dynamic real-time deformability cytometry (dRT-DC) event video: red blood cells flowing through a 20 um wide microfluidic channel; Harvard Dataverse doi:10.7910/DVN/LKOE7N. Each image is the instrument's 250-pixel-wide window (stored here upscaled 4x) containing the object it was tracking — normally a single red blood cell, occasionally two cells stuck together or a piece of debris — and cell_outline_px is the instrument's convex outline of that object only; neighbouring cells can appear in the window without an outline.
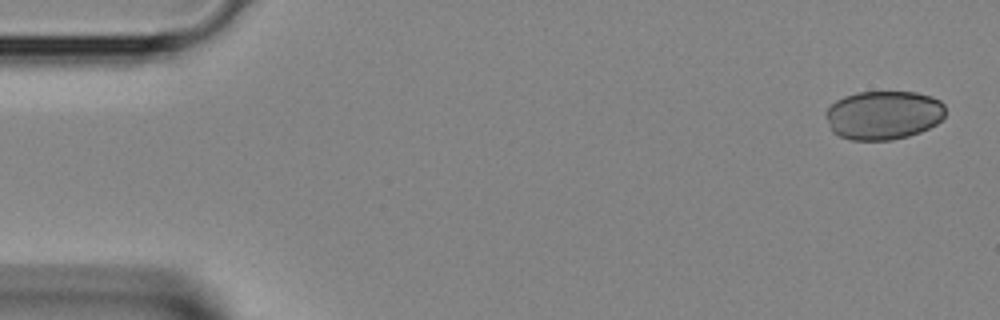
{"species": "Egyptian fruit bat (a non-hibernating species)", "species_latin": "Rousettus aegyptiacus", "temperature_condition": "room temperature", "stored_images_in_passage": 4, "camera_frame_rate_fps": 3000, "um_per_image_px": 0.085, "animal": {"sex": "female"}, "frame": {"image": 1, "passage_image": 1, "time_ms": 0.0, "image_size_px": [1000, 320], "cell_outline_px": [[944, 116], [936, 124], [920, 132], [908, 136], [892, 140], [852, 140], [840, 136], [832, 132], [824, 116], [824, 112], [836, 100], [844, 96], [856, 92], [916, 92], [932, 96], [940, 100], [944, 104]], "centroid_in_image_um": [75.07, 9.78], "position_along_channel_um": 9.9, "area_um2": 34.28}}
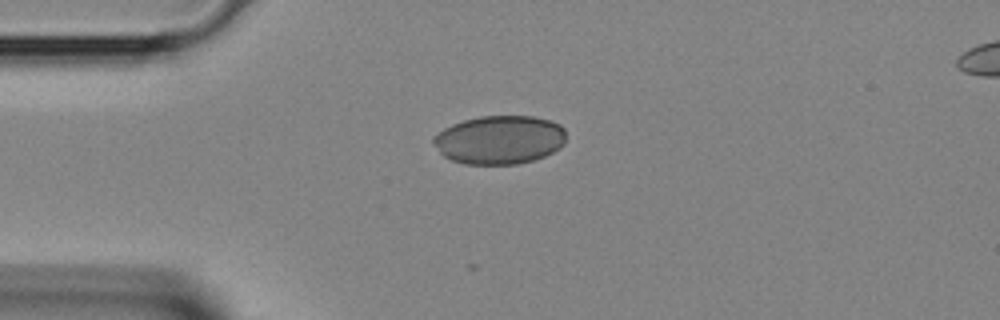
{"frame": {"image": 2, "passage_image": 3, "time_ms": 0.667, "image_size_px": [1000, 320], "cell_outline_px": [[564, 144], [560, 148], [544, 156], [532, 160], [516, 164], [464, 164], [452, 160], [444, 156], [432, 144], [432, 136], [436, 132], [452, 124], [464, 120], [480, 116], [532, 116], [552, 120], [560, 124], [564, 128]], "centroid_in_image_um": [42.43, 11.87], "position_along_channel_um": 42.6, "area_um2": 37.8}}